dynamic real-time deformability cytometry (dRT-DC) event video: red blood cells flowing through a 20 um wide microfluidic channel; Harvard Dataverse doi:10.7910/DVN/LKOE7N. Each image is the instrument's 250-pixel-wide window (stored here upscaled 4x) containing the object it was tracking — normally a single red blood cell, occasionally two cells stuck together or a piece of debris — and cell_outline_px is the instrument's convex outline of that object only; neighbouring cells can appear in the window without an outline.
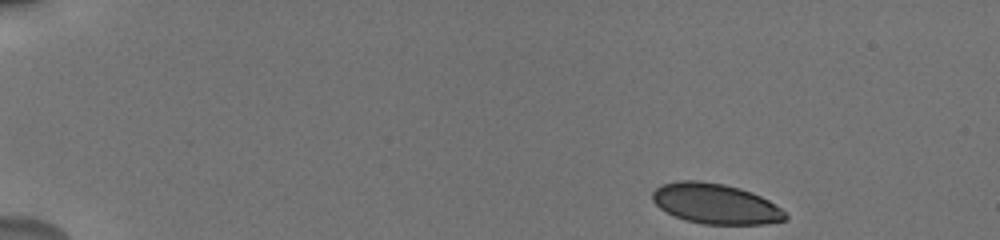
{"species": "human", "species_latin": "Homo sapiens", "temperature_condition": "cold", "stored_images_in_passage": 16, "camera_frame_rate_fps": 3000, "um_per_image_px": 0.085, "donor": {"sex": "male"}, "frame": {"image": 1, "passage_image": 1, "time_ms": 0.0, "image_size_px": [1000, 240], "cell_outline_px": [[788, 220], [764, 224], [704, 224], [684, 220], [660, 208], [652, 200], [652, 192], [660, 184], [680, 180], [700, 180], [724, 184], [740, 188], [752, 192], [768, 200], [780, 208], [788, 216]], "centroid_in_image_um": [60.81, 17.31], "position_along_channel_um": 24.2, "area_um2": 31.27}}
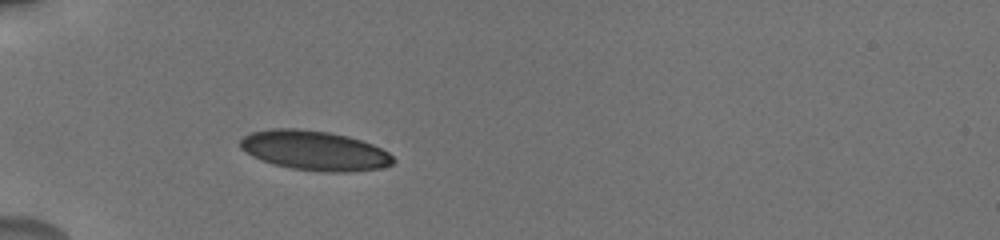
{"frame": {"image": 2, "passage_image": 15, "time_ms": 3.667, "image_size_px": [1000, 240], "cell_outline_px": [[396, 160], [392, 164], [384, 168], [348, 172], [324, 172], [292, 168], [272, 164], [252, 156], [240, 148], [240, 140], [244, 136], [252, 132], [272, 128], [296, 128], [328, 132], [348, 136], [372, 144], [388, 152]], "centroid_in_image_um": [26.74, 12.8], "position_along_channel_um": 58.3, "area_um2": 35.37}}